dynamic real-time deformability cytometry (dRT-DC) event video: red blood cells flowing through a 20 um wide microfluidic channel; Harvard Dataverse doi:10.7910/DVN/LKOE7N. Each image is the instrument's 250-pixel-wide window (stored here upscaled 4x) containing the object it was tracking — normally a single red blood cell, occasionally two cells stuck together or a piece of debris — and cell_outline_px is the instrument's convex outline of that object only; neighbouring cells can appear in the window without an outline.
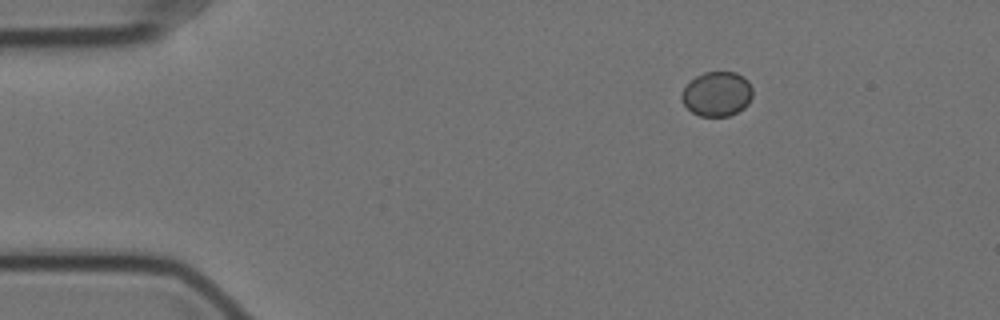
{"species": "Egyptian fruit bat (a non-hibernating species)", "species_latin": "Rousettus aegyptiacus", "temperature_condition": "cold", "stored_images_in_passage": 50, "camera_frame_rate_fps": 3000, "um_per_image_px": 0.085, "animal": {"sex": "female"}, "frame": {"image": 1, "passage_image": 1, "time_ms": 0.0, "image_size_px": [1000, 320], "cell_outline_px": [[752, 96], [748, 104], [744, 108], [728, 116], [700, 116], [692, 112], [684, 104], [680, 96], [684, 88], [696, 76], [704, 72], [736, 72], [744, 76], [748, 80], [752, 88]], "centroid_in_image_um": [60.96, 7.98], "position_along_channel_um": 24.0, "area_um2": 18.44}}
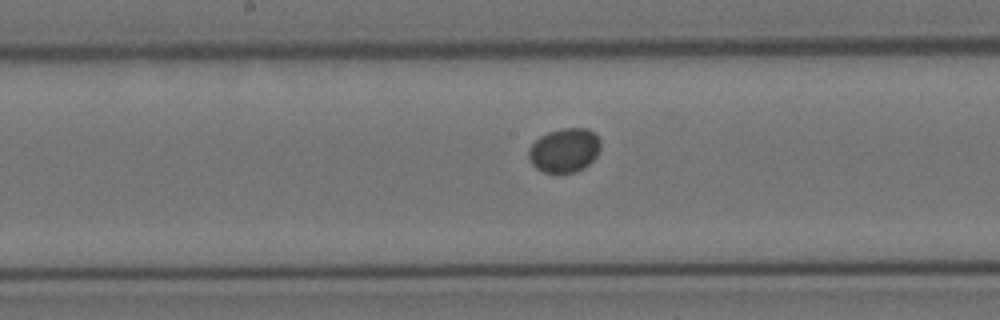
{"frame": {"image": 2, "passage_image": 22, "time_ms": 7.0, "image_size_px": [1000, 320], "cell_outline_px": [[600, 148], [596, 156], [584, 168], [576, 172], [544, 172], [536, 168], [532, 164], [528, 156], [528, 148], [540, 136], [548, 132], [560, 128], [588, 128], [600, 140]], "centroid_in_image_um": [47.96, 12.76], "position_along_channel_um": 200.2, "area_um2": 18.44}}
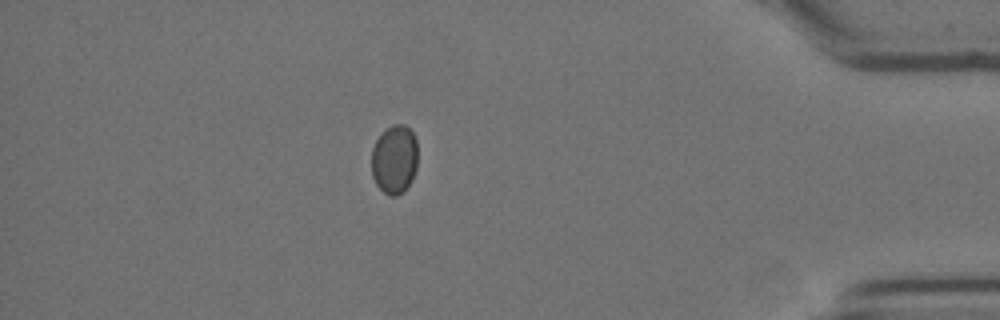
{"frame": {"image": 3, "passage_image": 43, "time_ms": 14.0, "image_size_px": [1000, 320], "cell_outline_px": [[416, 168], [412, 180], [396, 196], [388, 196], [376, 184], [372, 176], [372, 148], [376, 140], [392, 124], [404, 124], [412, 132], [416, 140]], "centroid_in_image_um": [33.51, 13.54], "position_along_channel_um": 401.7, "area_um2": 18.26}}